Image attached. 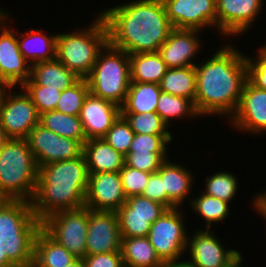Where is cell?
I'll return each mask as SVG.
<instances>
[{
    "instance_id": "cell-10",
    "label": "cell",
    "mask_w": 266,
    "mask_h": 267,
    "mask_svg": "<svg viewBox=\"0 0 266 267\" xmlns=\"http://www.w3.org/2000/svg\"><path fill=\"white\" fill-rule=\"evenodd\" d=\"M3 91L0 99V123L9 138L25 139L29 132L39 124L40 114L29 95L22 87ZM21 91V92H20Z\"/></svg>"
},
{
    "instance_id": "cell-48",
    "label": "cell",
    "mask_w": 266,
    "mask_h": 267,
    "mask_svg": "<svg viewBox=\"0 0 266 267\" xmlns=\"http://www.w3.org/2000/svg\"><path fill=\"white\" fill-rule=\"evenodd\" d=\"M0 267H16L8 258L5 251L0 248Z\"/></svg>"
},
{
    "instance_id": "cell-15",
    "label": "cell",
    "mask_w": 266,
    "mask_h": 267,
    "mask_svg": "<svg viewBox=\"0 0 266 267\" xmlns=\"http://www.w3.org/2000/svg\"><path fill=\"white\" fill-rule=\"evenodd\" d=\"M174 28L217 29L216 0H162Z\"/></svg>"
},
{
    "instance_id": "cell-27",
    "label": "cell",
    "mask_w": 266,
    "mask_h": 267,
    "mask_svg": "<svg viewBox=\"0 0 266 267\" xmlns=\"http://www.w3.org/2000/svg\"><path fill=\"white\" fill-rule=\"evenodd\" d=\"M129 60L131 82L159 84L168 69L158 52L131 54Z\"/></svg>"
},
{
    "instance_id": "cell-47",
    "label": "cell",
    "mask_w": 266,
    "mask_h": 267,
    "mask_svg": "<svg viewBox=\"0 0 266 267\" xmlns=\"http://www.w3.org/2000/svg\"><path fill=\"white\" fill-rule=\"evenodd\" d=\"M162 267H193L189 262L185 260L164 262Z\"/></svg>"
},
{
    "instance_id": "cell-50",
    "label": "cell",
    "mask_w": 266,
    "mask_h": 267,
    "mask_svg": "<svg viewBox=\"0 0 266 267\" xmlns=\"http://www.w3.org/2000/svg\"><path fill=\"white\" fill-rule=\"evenodd\" d=\"M13 87L2 75L1 71H0V89L1 90H5V89H9Z\"/></svg>"
},
{
    "instance_id": "cell-34",
    "label": "cell",
    "mask_w": 266,
    "mask_h": 267,
    "mask_svg": "<svg viewBox=\"0 0 266 267\" xmlns=\"http://www.w3.org/2000/svg\"><path fill=\"white\" fill-rule=\"evenodd\" d=\"M121 115L129 123L134 134L172 135L157 112L121 113Z\"/></svg>"
},
{
    "instance_id": "cell-29",
    "label": "cell",
    "mask_w": 266,
    "mask_h": 267,
    "mask_svg": "<svg viewBox=\"0 0 266 267\" xmlns=\"http://www.w3.org/2000/svg\"><path fill=\"white\" fill-rule=\"evenodd\" d=\"M159 86L164 93L188 98L194 103L196 94L195 67L168 68Z\"/></svg>"
},
{
    "instance_id": "cell-8",
    "label": "cell",
    "mask_w": 266,
    "mask_h": 267,
    "mask_svg": "<svg viewBox=\"0 0 266 267\" xmlns=\"http://www.w3.org/2000/svg\"><path fill=\"white\" fill-rule=\"evenodd\" d=\"M182 208L167 209L150 227L147 237L163 262L184 260L190 235Z\"/></svg>"
},
{
    "instance_id": "cell-16",
    "label": "cell",
    "mask_w": 266,
    "mask_h": 267,
    "mask_svg": "<svg viewBox=\"0 0 266 267\" xmlns=\"http://www.w3.org/2000/svg\"><path fill=\"white\" fill-rule=\"evenodd\" d=\"M121 244L117 213L88 208L86 255L121 251Z\"/></svg>"
},
{
    "instance_id": "cell-30",
    "label": "cell",
    "mask_w": 266,
    "mask_h": 267,
    "mask_svg": "<svg viewBox=\"0 0 266 267\" xmlns=\"http://www.w3.org/2000/svg\"><path fill=\"white\" fill-rule=\"evenodd\" d=\"M39 124L59 136L78 140L82 145L87 141L79 116L52 110L40 114Z\"/></svg>"
},
{
    "instance_id": "cell-6",
    "label": "cell",
    "mask_w": 266,
    "mask_h": 267,
    "mask_svg": "<svg viewBox=\"0 0 266 267\" xmlns=\"http://www.w3.org/2000/svg\"><path fill=\"white\" fill-rule=\"evenodd\" d=\"M82 30L57 33L56 58L79 78H85L96 63L100 50L108 42V30L103 17Z\"/></svg>"
},
{
    "instance_id": "cell-54",
    "label": "cell",
    "mask_w": 266,
    "mask_h": 267,
    "mask_svg": "<svg viewBox=\"0 0 266 267\" xmlns=\"http://www.w3.org/2000/svg\"><path fill=\"white\" fill-rule=\"evenodd\" d=\"M258 51L266 58V43L259 47Z\"/></svg>"
},
{
    "instance_id": "cell-11",
    "label": "cell",
    "mask_w": 266,
    "mask_h": 267,
    "mask_svg": "<svg viewBox=\"0 0 266 267\" xmlns=\"http://www.w3.org/2000/svg\"><path fill=\"white\" fill-rule=\"evenodd\" d=\"M25 139L33 153L37 167L74 159L83 154V145L78 140L59 136L41 124H37Z\"/></svg>"
},
{
    "instance_id": "cell-37",
    "label": "cell",
    "mask_w": 266,
    "mask_h": 267,
    "mask_svg": "<svg viewBox=\"0 0 266 267\" xmlns=\"http://www.w3.org/2000/svg\"><path fill=\"white\" fill-rule=\"evenodd\" d=\"M133 136L134 132L129 123L122 115H120L103 138L116 151L126 156Z\"/></svg>"
},
{
    "instance_id": "cell-32",
    "label": "cell",
    "mask_w": 266,
    "mask_h": 267,
    "mask_svg": "<svg viewBox=\"0 0 266 267\" xmlns=\"http://www.w3.org/2000/svg\"><path fill=\"white\" fill-rule=\"evenodd\" d=\"M199 194V195H198ZM198 195V196H197ZM192 197L190 207L195 215L203 217L205 229H211L212 223L224 222L230 216V204L203 192Z\"/></svg>"
},
{
    "instance_id": "cell-46",
    "label": "cell",
    "mask_w": 266,
    "mask_h": 267,
    "mask_svg": "<svg viewBox=\"0 0 266 267\" xmlns=\"http://www.w3.org/2000/svg\"><path fill=\"white\" fill-rule=\"evenodd\" d=\"M254 209L258 212L264 220H266V190L263 192H259L257 195L254 194V198H252Z\"/></svg>"
},
{
    "instance_id": "cell-19",
    "label": "cell",
    "mask_w": 266,
    "mask_h": 267,
    "mask_svg": "<svg viewBox=\"0 0 266 267\" xmlns=\"http://www.w3.org/2000/svg\"><path fill=\"white\" fill-rule=\"evenodd\" d=\"M199 32L201 31L196 29L177 28L171 31L158 50L168 68L189 67L198 63H194L193 59L195 60L197 52L202 48Z\"/></svg>"
},
{
    "instance_id": "cell-40",
    "label": "cell",
    "mask_w": 266,
    "mask_h": 267,
    "mask_svg": "<svg viewBox=\"0 0 266 267\" xmlns=\"http://www.w3.org/2000/svg\"><path fill=\"white\" fill-rule=\"evenodd\" d=\"M167 208L149 198L139 196H132L127 198L116 213H130V215H141V216H161Z\"/></svg>"
},
{
    "instance_id": "cell-20",
    "label": "cell",
    "mask_w": 266,
    "mask_h": 267,
    "mask_svg": "<svg viewBox=\"0 0 266 267\" xmlns=\"http://www.w3.org/2000/svg\"><path fill=\"white\" fill-rule=\"evenodd\" d=\"M121 115V108L89 92L80 112L86 139L103 138Z\"/></svg>"
},
{
    "instance_id": "cell-51",
    "label": "cell",
    "mask_w": 266,
    "mask_h": 267,
    "mask_svg": "<svg viewBox=\"0 0 266 267\" xmlns=\"http://www.w3.org/2000/svg\"><path fill=\"white\" fill-rule=\"evenodd\" d=\"M66 267H86V264L83 258H76L72 263H70Z\"/></svg>"
},
{
    "instance_id": "cell-33",
    "label": "cell",
    "mask_w": 266,
    "mask_h": 267,
    "mask_svg": "<svg viewBox=\"0 0 266 267\" xmlns=\"http://www.w3.org/2000/svg\"><path fill=\"white\" fill-rule=\"evenodd\" d=\"M220 171L205 177L204 187L206 188L204 189L203 193L221 199L230 204L232 200H234V197H236V193H238L237 189L239 188V182L233 173L225 170Z\"/></svg>"
},
{
    "instance_id": "cell-39",
    "label": "cell",
    "mask_w": 266,
    "mask_h": 267,
    "mask_svg": "<svg viewBox=\"0 0 266 267\" xmlns=\"http://www.w3.org/2000/svg\"><path fill=\"white\" fill-rule=\"evenodd\" d=\"M29 95L39 114L55 110L62 90L46 86H21Z\"/></svg>"
},
{
    "instance_id": "cell-21",
    "label": "cell",
    "mask_w": 266,
    "mask_h": 267,
    "mask_svg": "<svg viewBox=\"0 0 266 267\" xmlns=\"http://www.w3.org/2000/svg\"><path fill=\"white\" fill-rule=\"evenodd\" d=\"M157 172L163 178V191H166L168 199L177 208H181L188 199V205H190L192 200L190 192L195 181L193 172L186 169L184 164L182 166L179 163L171 162L170 159H167Z\"/></svg>"
},
{
    "instance_id": "cell-14",
    "label": "cell",
    "mask_w": 266,
    "mask_h": 267,
    "mask_svg": "<svg viewBox=\"0 0 266 267\" xmlns=\"http://www.w3.org/2000/svg\"><path fill=\"white\" fill-rule=\"evenodd\" d=\"M263 1L216 0L217 32L224 38L248 32L263 10Z\"/></svg>"
},
{
    "instance_id": "cell-41",
    "label": "cell",
    "mask_w": 266,
    "mask_h": 267,
    "mask_svg": "<svg viewBox=\"0 0 266 267\" xmlns=\"http://www.w3.org/2000/svg\"><path fill=\"white\" fill-rule=\"evenodd\" d=\"M173 135L134 134L128 152H169Z\"/></svg>"
},
{
    "instance_id": "cell-1",
    "label": "cell",
    "mask_w": 266,
    "mask_h": 267,
    "mask_svg": "<svg viewBox=\"0 0 266 267\" xmlns=\"http://www.w3.org/2000/svg\"><path fill=\"white\" fill-rule=\"evenodd\" d=\"M196 94L194 106L202 116H226L236 112L247 82L246 55L235 46L219 47L204 62L196 64Z\"/></svg>"
},
{
    "instance_id": "cell-35",
    "label": "cell",
    "mask_w": 266,
    "mask_h": 267,
    "mask_svg": "<svg viewBox=\"0 0 266 267\" xmlns=\"http://www.w3.org/2000/svg\"><path fill=\"white\" fill-rule=\"evenodd\" d=\"M88 94L89 88L87 81L85 78H80L71 87L61 92L55 111L79 116Z\"/></svg>"
},
{
    "instance_id": "cell-26",
    "label": "cell",
    "mask_w": 266,
    "mask_h": 267,
    "mask_svg": "<svg viewBox=\"0 0 266 267\" xmlns=\"http://www.w3.org/2000/svg\"><path fill=\"white\" fill-rule=\"evenodd\" d=\"M121 252L124 267H162L148 237H122Z\"/></svg>"
},
{
    "instance_id": "cell-52",
    "label": "cell",
    "mask_w": 266,
    "mask_h": 267,
    "mask_svg": "<svg viewBox=\"0 0 266 267\" xmlns=\"http://www.w3.org/2000/svg\"><path fill=\"white\" fill-rule=\"evenodd\" d=\"M9 200L10 199L7 196L0 193V210Z\"/></svg>"
},
{
    "instance_id": "cell-44",
    "label": "cell",
    "mask_w": 266,
    "mask_h": 267,
    "mask_svg": "<svg viewBox=\"0 0 266 267\" xmlns=\"http://www.w3.org/2000/svg\"><path fill=\"white\" fill-rule=\"evenodd\" d=\"M141 196L156 201L167 209L177 208L166 196V191H163V178L158 172L150 174L149 181Z\"/></svg>"
},
{
    "instance_id": "cell-43",
    "label": "cell",
    "mask_w": 266,
    "mask_h": 267,
    "mask_svg": "<svg viewBox=\"0 0 266 267\" xmlns=\"http://www.w3.org/2000/svg\"><path fill=\"white\" fill-rule=\"evenodd\" d=\"M256 52V57L246 56L247 81L256 88L266 90V58L258 50Z\"/></svg>"
},
{
    "instance_id": "cell-55",
    "label": "cell",
    "mask_w": 266,
    "mask_h": 267,
    "mask_svg": "<svg viewBox=\"0 0 266 267\" xmlns=\"http://www.w3.org/2000/svg\"><path fill=\"white\" fill-rule=\"evenodd\" d=\"M2 94H3V90L0 89V99L2 97Z\"/></svg>"
},
{
    "instance_id": "cell-53",
    "label": "cell",
    "mask_w": 266,
    "mask_h": 267,
    "mask_svg": "<svg viewBox=\"0 0 266 267\" xmlns=\"http://www.w3.org/2000/svg\"><path fill=\"white\" fill-rule=\"evenodd\" d=\"M243 260V258H242V256L235 262V263H233L230 267H243V266H241V263L243 262L242 261Z\"/></svg>"
},
{
    "instance_id": "cell-38",
    "label": "cell",
    "mask_w": 266,
    "mask_h": 267,
    "mask_svg": "<svg viewBox=\"0 0 266 267\" xmlns=\"http://www.w3.org/2000/svg\"><path fill=\"white\" fill-rule=\"evenodd\" d=\"M167 152H128L125 156V164L129 167L147 173L157 172L161 165L169 159Z\"/></svg>"
},
{
    "instance_id": "cell-42",
    "label": "cell",
    "mask_w": 266,
    "mask_h": 267,
    "mask_svg": "<svg viewBox=\"0 0 266 267\" xmlns=\"http://www.w3.org/2000/svg\"><path fill=\"white\" fill-rule=\"evenodd\" d=\"M123 190L127 198L142 195V192L149 181L151 173L140 171L127 166L119 171Z\"/></svg>"
},
{
    "instance_id": "cell-25",
    "label": "cell",
    "mask_w": 266,
    "mask_h": 267,
    "mask_svg": "<svg viewBox=\"0 0 266 267\" xmlns=\"http://www.w3.org/2000/svg\"><path fill=\"white\" fill-rule=\"evenodd\" d=\"M76 257L54 240L43 228L35 238L32 267H66Z\"/></svg>"
},
{
    "instance_id": "cell-5",
    "label": "cell",
    "mask_w": 266,
    "mask_h": 267,
    "mask_svg": "<svg viewBox=\"0 0 266 267\" xmlns=\"http://www.w3.org/2000/svg\"><path fill=\"white\" fill-rule=\"evenodd\" d=\"M37 181V163L26 139L10 138L0 148V193L31 202Z\"/></svg>"
},
{
    "instance_id": "cell-7",
    "label": "cell",
    "mask_w": 266,
    "mask_h": 267,
    "mask_svg": "<svg viewBox=\"0 0 266 267\" xmlns=\"http://www.w3.org/2000/svg\"><path fill=\"white\" fill-rule=\"evenodd\" d=\"M85 79L91 94L121 108L131 82L129 54L107 42Z\"/></svg>"
},
{
    "instance_id": "cell-9",
    "label": "cell",
    "mask_w": 266,
    "mask_h": 267,
    "mask_svg": "<svg viewBox=\"0 0 266 267\" xmlns=\"http://www.w3.org/2000/svg\"><path fill=\"white\" fill-rule=\"evenodd\" d=\"M88 207L56 212L42 221V228L76 258L86 256Z\"/></svg>"
},
{
    "instance_id": "cell-23",
    "label": "cell",
    "mask_w": 266,
    "mask_h": 267,
    "mask_svg": "<svg viewBox=\"0 0 266 267\" xmlns=\"http://www.w3.org/2000/svg\"><path fill=\"white\" fill-rule=\"evenodd\" d=\"M89 174L119 172L125 165V156L109 145L104 138H93L83 144Z\"/></svg>"
},
{
    "instance_id": "cell-31",
    "label": "cell",
    "mask_w": 266,
    "mask_h": 267,
    "mask_svg": "<svg viewBox=\"0 0 266 267\" xmlns=\"http://www.w3.org/2000/svg\"><path fill=\"white\" fill-rule=\"evenodd\" d=\"M156 112L168 128L171 127V121H176L178 118H185L187 120L188 118L196 119L200 117L195 109L194 103L190 99L164 92L160 94Z\"/></svg>"
},
{
    "instance_id": "cell-18",
    "label": "cell",
    "mask_w": 266,
    "mask_h": 267,
    "mask_svg": "<svg viewBox=\"0 0 266 267\" xmlns=\"http://www.w3.org/2000/svg\"><path fill=\"white\" fill-rule=\"evenodd\" d=\"M126 200L119 172L89 175L86 207L94 211L116 212Z\"/></svg>"
},
{
    "instance_id": "cell-17",
    "label": "cell",
    "mask_w": 266,
    "mask_h": 267,
    "mask_svg": "<svg viewBox=\"0 0 266 267\" xmlns=\"http://www.w3.org/2000/svg\"><path fill=\"white\" fill-rule=\"evenodd\" d=\"M228 122L239 132L256 136L266 132V90L256 88L247 81L237 110Z\"/></svg>"
},
{
    "instance_id": "cell-49",
    "label": "cell",
    "mask_w": 266,
    "mask_h": 267,
    "mask_svg": "<svg viewBox=\"0 0 266 267\" xmlns=\"http://www.w3.org/2000/svg\"><path fill=\"white\" fill-rule=\"evenodd\" d=\"M10 138L6 135L5 130L0 123V148L9 140Z\"/></svg>"
},
{
    "instance_id": "cell-3",
    "label": "cell",
    "mask_w": 266,
    "mask_h": 267,
    "mask_svg": "<svg viewBox=\"0 0 266 267\" xmlns=\"http://www.w3.org/2000/svg\"><path fill=\"white\" fill-rule=\"evenodd\" d=\"M89 170L84 154L38 167V181L31 201L39 221L63 210L85 206Z\"/></svg>"
},
{
    "instance_id": "cell-13",
    "label": "cell",
    "mask_w": 266,
    "mask_h": 267,
    "mask_svg": "<svg viewBox=\"0 0 266 267\" xmlns=\"http://www.w3.org/2000/svg\"><path fill=\"white\" fill-rule=\"evenodd\" d=\"M9 15L0 8V71L13 87L19 88L30 79L31 64L19 50L16 30L6 25V20H11Z\"/></svg>"
},
{
    "instance_id": "cell-4",
    "label": "cell",
    "mask_w": 266,
    "mask_h": 267,
    "mask_svg": "<svg viewBox=\"0 0 266 267\" xmlns=\"http://www.w3.org/2000/svg\"><path fill=\"white\" fill-rule=\"evenodd\" d=\"M42 228L26 200H9L0 210V248L16 267H32L34 243Z\"/></svg>"
},
{
    "instance_id": "cell-22",
    "label": "cell",
    "mask_w": 266,
    "mask_h": 267,
    "mask_svg": "<svg viewBox=\"0 0 266 267\" xmlns=\"http://www.w3.org/2000/svg\"><path fill=\"white\" fill-rule=\"evenodd\" d=\"M80 78L57 58L31 65V77L22 86H46L65 90Z\"/></svg>"
},
{
    "instance_id": "cell-28",
    "label": "cell",
    "mask_w": 266,
    "mask_h": 267,
    "mask_svg": "<svg viewBox=\"0 0 266 267\" xmlns=\"http://www.w3.org/2000/svg\"><path fill=\"white\" fill-rule=\"evenodd\" d=\"M161 92L157 83L130 82L121 113L156 112Z\"/></svg>"
},
{
    "instance_id": "cell-2",
    "label": "cell",
    "mask_w": 266,
    "mask_h": 267,
    "mask_svg": "<svg viewBox=\"0 0 266 267\" xmlns=\"http://www.w3.org/2000/svg\"><path fill=\"white\" fill-rule=\"evenodd\" d=\"M108 42L127 54L158 52L174 29L162 0H132L98 12Z\"/></svg>"
},
{
    "instance_id": "cell-36",
    "label": "cell",
    "mask_w": 266,
    "mask_h": 267,
    "mask_svg": "<svg viewBox=\"0 0 266 267\" xmlns=\"http://www.w3.org/2000/svg\"><path fill=\"white\" fill-rule=\"evenodd\" d=\"M121 237H147L151 225L160 216L130 215L117 213Z\"/></svg>"
},
{
    "instance_id": "cell-45",
    "label": "cell",
    "mask_w": 266,
    "mask_h": 267,
    "mask_svg": "<svg viewBox=\"0 0 266 267\" xmlns=\"http://www.w3.org/2000/svg\"><path fill=\"white\" fill-rule=\"evenodd\" d=\"M83 259L86 267H124L121 251L86 255Z\"/></svg>"
},
{
    "instance_id": "cell-12",
    "label": "cell",
    "mask_w": 266,
    "mask_h": 267,
    "mask_svg": "<svg viewBox=\"0 0 266 267\" xmlns=\"http://www.w3.org/2000/svg\"><path fill=\"white\" fill-rule=\"evenodd\" d=\"M192 234L187 241L186 256L190 257L186 261L193 267H230L242 256L238 250L225 249L210 229L195 230Z\"/></svg>"
},
{
    "instance_id": "cell-24",
    "label": "cell",
    "mask_w": 266,
    "mask_h": 267,
    "mask_svg": "<svg viewBox=\"0 0 266 267\" xmlns=\"http://www.w3.org/2000/svg\"><path fill=\"white\" fill-rule=\"evenodd\" d=\"M16 33L19 50L31 65L56 58L57 33L47 35L39 29H30L21 34L16 31Z\"/></svg>"
}]
</instances>
